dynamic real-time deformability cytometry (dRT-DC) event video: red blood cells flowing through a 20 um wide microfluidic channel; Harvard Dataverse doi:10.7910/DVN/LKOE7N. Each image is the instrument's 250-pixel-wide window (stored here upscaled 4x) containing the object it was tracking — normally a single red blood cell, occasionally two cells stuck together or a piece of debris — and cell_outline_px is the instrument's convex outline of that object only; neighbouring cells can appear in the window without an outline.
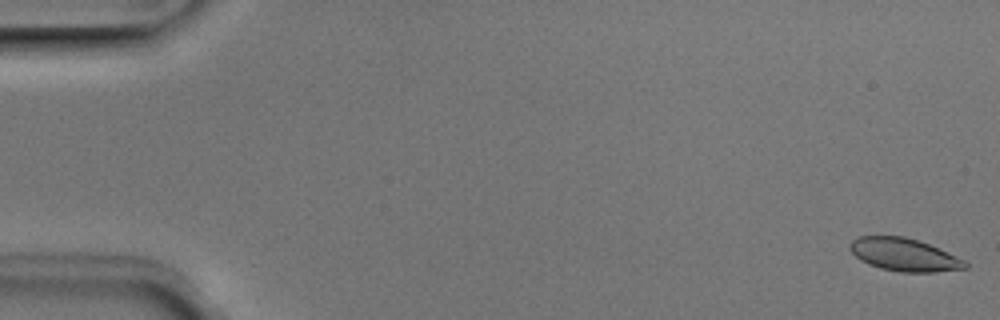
{"species": "Egyptian fruit bat (a non-hibernating species)", "species_latin": "Rousettus aegyptiacus", "temperature_condition": "room temperature", "stored_images_in_passage": 51, "camera_frame_rate_fps": 3000, "um_per_image_px": 0.085, "animal": {"sex": "male"}, "frame": {"image": 1, "passage_image": 1, "time_ms": 0.0, "image_size_px": [1000, 320], "cell_outline_px": [[968, 268], [936, 272], [900, 272], [880, 268], [868, 264], [860, 260], [848, 248], [848, 244], [852, 240], [860, 236], [904, 236], [928, 244], [956, 256], [964, 260], [968, 264]], "centroid_in_image_um": [76.83, 21.65], "position_along_channel_um": 8.2, "area_um2": 21.96}}
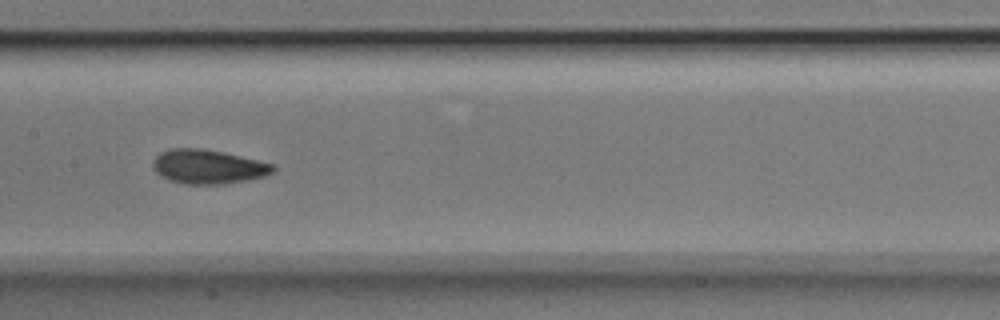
{"frame": {"image": 2, "passage_image": 26, "time_ms": 8.333, "image_size_px": [1000, 320], "cell_outline_px": [[276, 172], [264, 176], [248, 180], [224, 184], [184, 184], [168, 180], [156, 172], [152, 168], [152, 160], [160, 152], [168, 148], [204, 148], [224, 152], [272, 164], [276, 168]], "centroid_in_image_um": [17.66, 14.17], "position_along_channel_um": 189.7, "area_um2": 24.16}}
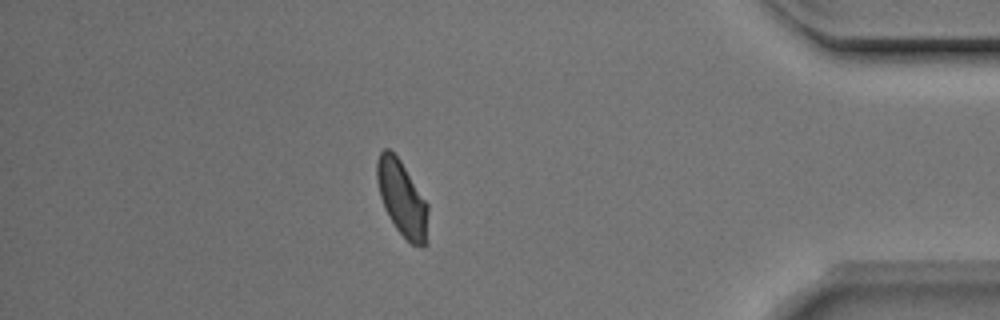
{"frame": {"image": 3, "passage_image": 45, "time_ms": 14.667, "image_size_px": [1000, 320], "cell_outline_px": [[428, 244], [424, 248], [412, 244], [396, 228], [384, 208], [380, 196], [376, 180], [376, 160], [380, 152], [384, 148], [388, 148], [400, 160], [428, 204]], "centroid_in_image_um": [34.18, 16.89], "position_along_channel_um": 401.0, "area_um2": 22.6}, "authors_computed_cell_mechanics": {"area_um2": 22.831, "velocity_mm_per_s": 3.9435, "shape_relaxation_time_tau1_ms": 2.1578, "shape_relaxation_time_tau2_ms": 1.5426, "deformation_change_tau1": 0.1051, "deformation_change_tau2": 0.0534}}